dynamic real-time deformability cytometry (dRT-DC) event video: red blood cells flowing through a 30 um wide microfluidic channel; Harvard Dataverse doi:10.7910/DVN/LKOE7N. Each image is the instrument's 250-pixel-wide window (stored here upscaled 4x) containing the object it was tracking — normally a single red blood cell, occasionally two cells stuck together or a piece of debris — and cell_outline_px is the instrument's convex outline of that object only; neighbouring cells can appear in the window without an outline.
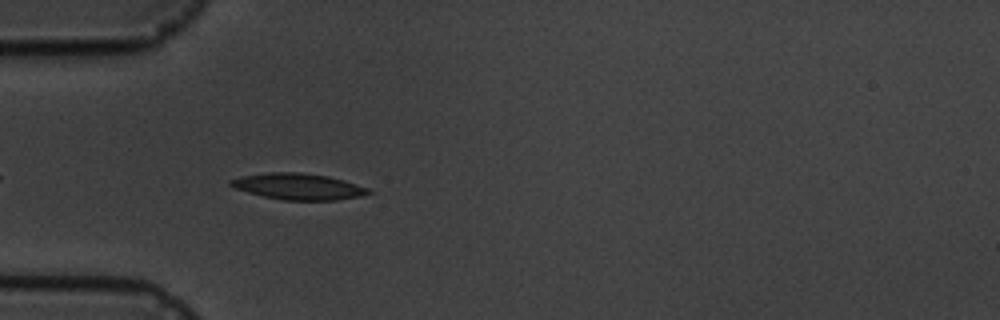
{"species": "common noctule bat (a hibernating species)", "species_latin": "Nyctalus noctula", "temperature_condition": "cold", "stored_images_in_passage": 5, "camera_frame_rate_fps": 3000, "um_per_image_px": 0.085, "animal": {"sex": "male", "body_mass_g": 19.5, "forearm_length_mm": 54.6}, "frame": {"image": 1, "passage_image": 4, "time_ms": 3.333, "image_size_px": [1000, 320], "cell_outline_px": [[372, 192], [360, 196], [336, 200], [284, 200], [264, 196], [248, 192], [236, 188], [228, 184], [228, 180], [240, 176], [268, 172], [300, 172], [328, 176], [344, 180], [368, 188]], "centroid_in_image_um": [25.33, 15.84], "position_along_channel_um": 59.7, "area_um2": 20.98}}
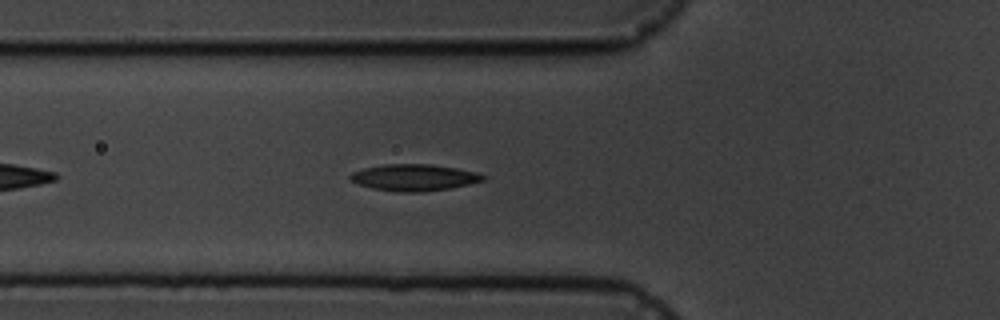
{"frame": {"image": 2, "passage_image": 5, "time_ms": 4.333, "image_size_px": [1000, 320], "cell_outline_px": [[488, 176], [484, 180], [468, 184], [448, 188], [420, 192], [396, 192], [372, 188], [348, 180], [348, 176], [352, 172], [364, 168], [384, 164], [428, 164], [456, 168], [480, 172]], "centroid_in_image_um": [35.2, 15.08], "position_along_channel_um": 90.6, "area_um2": 20.63}}